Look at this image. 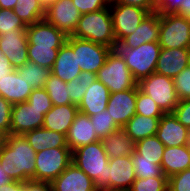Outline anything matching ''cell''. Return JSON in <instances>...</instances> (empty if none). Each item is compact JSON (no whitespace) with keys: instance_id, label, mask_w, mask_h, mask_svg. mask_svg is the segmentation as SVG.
<instances>
[{"instance_id":"ffe728a7","label":"cell","mask_w":190,"mask_h":191,"mask_svg":"<svg viewBox=\"0 0 190 191\" xmlns=\"http://www.w3.org/2000/svg\"><path fill=\"white\" fill-rule=\"evenodd\" d=\"M189 53L190 49L185 48H161L155 72L171 78L176 77L189 66Z\"/></svg>"},{"instance_id":"e0dca14e","label":"cell","mask_w":190,"mask_h":191,"mask_svg":"<svg viewBox=\"0 0 190 191\" xmlns=\"http://www.w3.org/2000/svg\"><path fill=\"white\" fill-rule=\"evenodd\" d=\"M156 136L165 147L183 146L190 142L189 129L173 113L162 115Z\"/></svg>"},{"instance_id":"d6a6232c","label":"cell","mask_w":190,"mask_h":191,"mask_svg":"<svg viewBox=\"0 0 190 191\" xmlns=\"http://www.w3.org/2000/svg\"><path fill=\"white\" fill-rule=\"evenodd\" d=\"M53 105L73 104L69 96V83L51 74L44 85Z\"/></svg>"},{"instance_id":"d4e9b609","label":"cell","mask_w":190,"mask_h":191,"mask_svg":"<svg viewBox=\"0 0 190 191\" xmlns=\"http://www.w3.org/2000/svg\"><path fill=\"white\" fill-rule=\"evenodd\" d=\"M33 88L14 69L8 76L0 80V96L12 105L26 102Z\"/></svg>"},{"instance_id":"3957f363","label":"cell","mask_w":190,"mask_h":191,"mask_svg":"<svg viewBox=\"0 0 190 191\" xmlns=\"http://www.w3.org/2000/svg\"><path fill=\"white\" fill-rule=\"evenodd\" d=\"M109 159L101 140L72 151V162L94 181L95 187L100 191H107Z\"/></svg>"},{"instance_id":"4316f807","label":"cell","mask_w":190,"mask_h":191,"mask_svg":"<svg viewBox=\"0 0 190 191\" xmlns=\"http://www.w3.org/2000/svg\"><path fill=\"white\" fill-rule=\"evenodd\" d=\"M23 136L35 152L50 148L68 147L66 135L50 131L44 127L25 132Z\"/></svg>"},{"instance_id":"9c48e42d","label":"cell","mask_w":190,"mask_h":191,"mask_svg":"<svg viewBox=\"0 0 190 191\" xmlns=\"http://www.w3.org/2000/svg\"><path fill=\"white\" fill-rule=\"evenodd\" d=\"M66 42L73 48L81 72L87 71L96 74L105 64V60L112 50L107 46L73 36H68Z\"/></svg>"},{"instance_id":"7bdbcfd3","label":"cell","mask_w":190,"mask_h":191,"mask_svg":"<svg viewBox=\"0 0 190 191\" xmlns=\"http://www.w3.org/2000/svg\"><path fill=\"white\" fill-rule=\"evenodd\" d=\"M168 191H190V168L168 178Z\"/></svg>"},{"instance_id":"5b68a950","label":"cell","mask_w":190,"mask_h":191,"mask_svg":"<svg viewBox=\"0 0 190 191\" xmlns=\"http://www.w3.org/2000/svg\"><path fill=\"white\" fill-rule=\"evenodd\" d=\"M110 93L121 92L138 87V82L128 69L124 59L113 49L108 54L105 64L96 73Z\"/></svg>"},{"instance_id":"816d5d0a","label":"cell","mask_w":190,"mask_h":191,"mask_svg":"<svg viewBox=\"0 0 190 191\" xmlns=\"http://www.w3.org/2000/svg\"><path fill=\"white\" fill-rule=\"evenodd\" d=\"M0 191H23V182L11 181L0 187Z\"/></svg>"},{"instance_id":"d590c367","label":"cell","mask_w":190,"mask_h":191,"mask_svg":"<svg viewBox=\"0 0 190 191\" xmlns=\"http://www.w3.org/2000/svg\"><path fill=\"white\" fill-rule=\"evenodd\" d=\"M90 119L100 140L120 128L111 118L107 109L90 116Z\"/></svg>"},{"instance_id":"ab89813d","label":"cell","mask_w":190,"mask_h":191,"mask_svg":"<svg viewBox=\"0 0 190 191\" xmlns=\"http://www.w3.org/2000/svg\"><path fill=\"white\" fill-rule=\"evenodd\" d=\"M18 28H27V26L14 13V10L0 8V36L15 32Z\"/></svg>"},{"instance_id":"f546056e","label":"cell","mask_w":190,"mask_h":191,"mask_svg":"<svg viewBox=\"0 0 190 191\" xmlns=\"http://www.w3.org/2000/svg\"><path fill=\"white\" fill-rule=\"evenodd\" d=\"M164 149V144L154 135L136 142L131 156L135 160H158L161 163Z\"/></svg>"},{"instance_id":"f35d334b","label":"cell","mask_w":190,"mask_h":191,"mask_svg":"<svg viewBox=\"0 0 190 191\" xmlns=\"http://www.w3.org/2000/svg\"><path fill=\"white\" fill-rule=\"evenodd\" d=\"M129 191H168V178H136Z\"/></svg>"},{"instance_id":"74e56055","label":"cell","mask_w":190,"mask_h":191,"mask_svg":"<svg viewBox=\"0 0 190 191\" xmlns=\"http://www.w3.org/2000/svg\"><path fill=\"white\" fill-rule=\"evenodd\" d=\"M136 114L146 117H162L164 112L150 96L136 87Z\"/></svg>"},{"instance_id":"6f0895ef","label":"cell","mask_w":190,"mask_h":191,"mask_svg":"<svg viewBox=\"0 0 190 191\" xmlns=\"http://www.w3.org/2000/svg\"><path fill=\"white\" fill-rule=\"evenodd\" d=\"M39 1L46 8L48 5L52 4L53 2H56L57 0H39Z\"/></svg>"},{"instance_id":"b9f144b4","label":"cell","mask_w":190,"mask_h":191,"mask_svg":"<svg viewBox=\"0 0 190 191\" xmlns=\"http://www.w3.org/2000/svg\"><path fill=\"white\" fill-rule=\"evenodd\" d=\"M184 0H157L155 11L159 15L178 14L183 16Z\"/></svg>"},{"instance_id":"cb8c5ba5","label":"cell","mask_w":190,"mask_h":191,"mask_svg":"<svg viewBox=\"0 0 190 191\" xmlns=\"http://www.w3.org/2000/svg\"><path fill=\"white\" fill-rule=\"evenodd\" d=\"M51 72L64 82L78 79V76L81 74L76 54H74L73 48L67 42L60 47Z\"/></svg>"},{"instance_id":"db71d44e","label":"cell","mask_w":190,"mask_h":191,"mask_svg":"<svg viewBox=\"0 0 190 191\" xmlns=\"http://www.w3.org/2000/svg\"><path fill=\"white\" fill-rule=\"evenodd\" d=\"M17 4V0H0L1 9H14Z\"/></svg>"},{"instance_id":"ac0fdd59","label":"cell","mask_w":190,"mask_h":191,"mask_svg":"<svg viewBox=\"0 0 190 191\" xmlns=\"http://www.w3.org/2000/svg\"><path fill=\"white\" fill-rule=\"evenodd\" d=\"M28 45L52 46V49H60L66 42L67 36L45 19L35 22L26 28Z\"/></svg>"},{"instance_id":"2e32d148","label":"cell","mask_w":190,"mask_h":191,"mask_svg":"<svg viewBox=\"0 0 190 191\" xmlns=\"http://www.w3.org/2000/svg\"><path fill=\"white\" fill-rule=\"evenodd\" d=\"M51 191H100L94 181L73 162L51 182Z\"/></svg>"},{"instance_id":"484cf974","label":"cell","mask_w":190,"mask_h":191,"mask_svg":"<svg viewBox=\"0 0 190 191\" xmlns=\"http://www.w3.org/2000/svg\"><path fill=\"white\" fill-rule=\"evenodd\" d=\"M161 168L167 178L190 168L189 146L165 147L162 155Z\"/></svg>"},{"instance_id":"ee69618b","label":"cell","mask_w":190,"mask_h":191,"mask_svg":"<svg viewBox=\"0 0 190 191\" xmlns=\"http://www.w3.org/2000/svg\"><path fill=\"white\" fill-rule=\"evenodd\" d=\"M27 102L37 109H51L53 107L52 101L44 88L33 89Z\"/></svg>"},{"instance_id":"83f0119b","label":"cell","mask_w":190,"mask_h":191,"mask_svg":"<svg viewBox=\"0 0 190 191\" xmlns=\"http://www.w3.org/2000/svg\"><path fill=\"white\" fill-rule=\"evenodd\" d=\"M101 141L109 158L132 155L135 151L136 142L123 127L102 138Z\"/></svg>"},{"instance_id":"52a82bcc","label":"cell","mask_w":190,"mask_h":191,"mask_svg":"<svg viewBox=\"0 0 190 191\" xmlns=\"http://www.w3.org/2000/svg\"><path fill=\"white\" fill-rule=\"evenodd\" d=\"M138 87L150 96L164 113H173L179 102L171 77L154 72L138 82Z\"/></svg>"},{"instance_id":"bcb514c9","label":"cell","mask_w":190,"mask_h":191,"mask_svg":"<svg viewBox=\"0 0 190 191\" xmlns=\"http://www.w3.org/2000/svg\"><path fill=\"white\" fill-rule=\"evenodd\" d=\"M12 104L0 96V130L10 135Z\"/></svg>"},{"instance_id":"d6986e66","label":"cell","mask_w":190,"mask_h":191,"mask_svg":"<svg viewBox=\"0 0 190 191\" xmlns=\"http://www.w3.org/2000/svg\"><path fill=\"white\" fill-rule=\"evenodd\" d=\"M93 123L89 116L78 112L66 135L67 146L71 151L99 141Z\"/></svg>"},{"instance_id":"4dcf8cb0","label":"cell","mask_w":190,"mask_h":191,"mask_svg":"<svg viewBox=\"0 0 190 191\" xmlns=\"http://www.w3.org/2000/svg\"><path fill=\"white\" fill-rule=\"evenodd\" d=\"M13 10L26 26L43 20L45 17V7L39 0H17Z\"/></svg>"},{"instance_id":"8992f818","label":"cell","mask_w":190,"mask_h":191,"mask_svg":"<svg viewBox=\"0 0 190 191\" xmlns=\"http://www.w3.org/2000/svg\"><path fill=\"white\" fill-rule=\"evenodd\" d=\"M72 163L68 147L45 149L36 152L34 181L52 182Z\"/></svg>"},{"instance_id":"8d00e7d4","label":"cell","mask_w":190,"mask_h":191,"mask_svg":"<svg viewBox=\"0 0 190 191\" xmlns=\"http://www.w3.org/2000/svg\"><path fill=\"white\" fill-rule=\"evenodd\" d=\"M132 163L136 178L149 179L154 177H166L163 174L161 163L158 160H135Z\"/></svg>"},{"instance_id":"1f68e13d","label":"cell","mask_w":190,"mask_h":191,"mask_svg":"<svg viewBox=\"0 0 190 191\" xmlns=\"http://www.w3.org/2000/svg\"><path fill=\"white\" fill-rule=\"evenodd\" d=\"M15 70L33 89L44 88L45 82L52 74L51 69L37 65L29 60L24 66Z\"/></svg>"},{"instance_id":"ba28073f","label":"cell","mask_w":190,"mask_h":191,"mask_svg":"<svg viewBox=\"0 0 190 191\" xmlns=\"http://www.w3.org/2000/svg\"><path fill=\"white\" fill-rule=\"evenodd\" d=\"M160 35L158 43L161 48L190 49V20L178 14L160 15Z\"/></svg>"},{"instance_id":"6da1fadb","label":"cell","mask_w":190,"mask_h":191,"mask_svg":"<svg viewBox=\"0 0 190 191\" xmlns=\"http://www.w3.org/2000/svg\"><path fill=\"white\" fill-rule=\"evenodd\" d=\"M35 157L23 135H8L0 149V165L13 181H34Z\"/></svg>"},{"instance_id":"7dc6e473","label":"cell","mask_w":190,"mask_h":191,"mask_svg":"<svg viewBox=\"0 0 190 191\" xmlns=\"http://www.w3.org/2000/svg\"><path fill=\"white\" fill-rule=\"evenodd\" d=\"M173 114L187 129L190 128V99L179 100Z\"/></svg>"},{"instance_id":"277c9868","label":"cell","mask_w":190,"mask_h":191,"mask_svg":"<svg viewBox=\"0 0 190 191\" xmlns=\"http://www.w3.org/2000/svg\"><path fill=\"white\" fill-rule=\"evenodd\" d=\"M114 50L124 59L135 80L140 82L155 72L161 46L158 42H149L137 48H127L117 43Z\"/></svg>"},{"instance_id":"60d3db41","label":"cell","mask_w":190,"mask_h":191,"mask_svg":"<svg viewBox=\"0 0 190 191\" xmlns=\"http://www.w3.org/2000/svg\"><path fill=\"white\" fill-rule=\"evenodd\" d=\"M175 92L179 100L190 99V66L173 78Z\"/></svg>"},{"instance_id":"f6af8a7d","label":"cell","mask_w":190,"mask_h":191,"mask_svg":"<svg viewBox=\"0 0 190 191\" xmlns=\"http://www.w3.org/2000/svg\"><path fill=\"white\" fill-rule=\"evenodd\" d=\"M72 2L81 15L98 11L109 6L107 0H72Z\"/></svg>"},{"instance_id":"f1b7e54d","label":"cell","mask_w":190,"mask_h":191,"mask_svg":"<svg viewBox=\"0 0 190 191\" xmlns=\"http://www.w3.org/2000/svg\"><path fill=\"white\" fill-rule=\"evenodd\" d=\"M161 117H146L135 114L124 126L123 129L128 135L138 142L146 137L156 135Z\"/></svg>"},{"instance_id":"7a4b0ae2","label":"cell","mask_w":190,"mask_h":191,"mask_svg":"<svg viewBox=\"0 0 190 191\" xmlns=\"http://www.w3.org/2000/svg\"><path fill=\"white\" fill-rule=\"evenodd\" d=\"M72 36L107 46L113 50L117 43L109 6L82 14Z\"/></svg>"},{"instance_id":"4fadbf2b","label":"cell","mask_w":190,"mask_h":191,"mask_svg":"<svg viewBox=\"0 0 190 191\" xmlns=\"http://www.w3.org/2000/svg\"><path fill=\"white\" fill-rule=\"evenodd\" d=\"M136 179L132 156L110 158L107 164V191H129Z\"/></svg>"},{"instance_id":"603a6c76","label":"cell","mask_w":190,"mask_h":191,"mask_svg":"<svg viewBox=\"0 0 190 191\" xmlns=\"http://www.w3.org/2000/svg\"><path fill=\"white\" fill-rule=\"evenodd\" d=\"M78 112L75 104L53 105L45 114L43 127L67 135Z\"/></svg>"},{"instance_id":"5bb4252c","label":"cell","mask_w":190,"mask_h":191,"mask_svg":"<svg viewBox=\"0 0 190 191\" xmlns=\"http://www.w3.org/2000/svg\"><path fill=\"white\" fill-rule=\"evenodd\" d=\"M0 50L11 62L14 69L24 66L28 61V38L26 28H18L0 36Z\"/></svg>"},{"instance_id":"e575fe53","label":"cell","mask_w":190,"mask_h":191,"mask_svg":"<svg viewBox=\"0 0 190 191\" xmlns=\"http://www.w3.org/2000/svg\"><path fill=\"white\" fill-rule=\"evenodd\" d=\"M97 80L95 73L83 71L78 79L69 81V96L73 104L79 105L88 87Z\"/></svg>"},{"instance_id":"7c38bea8","label":"cell","mask_w":190,"mask_h":191,"mask_svg":"<svg viewBox=\"0 0 190 191\" xmlns=\"http://www.w3.org/2000/svg\"><path fill=\"white\" fill-rule=\"evenodd\" d=\"M50 109H37L27 101L14 104L11 111V135H23L25 132L42 128L45 114Z\"/></svg>"},{"instance_id":"8fae6325","label":"cell","mask_w":190,"mask_h":191,"mask_svg":"<svg viewBox=\"0 0 190 191\" xmlns=\"http://www.w3.org/2000/svg\"><path fill=\"white\" fill-rule=\"evenodd\" d=\"M80 17L81 13L72 0H57L45 8L44 19L67 37L74 34Z\"/></svg>"},{"instance_id":"11a10c76","label":"cell","mask_w":190,"mask_h":191,"mask_svg":"<svg viewBox=\"0 0 190 191\" xmlns=\"http://www.w3.org/2000/svg\"><path fill=\"white\" fill-rule=\"evenodd\" d=\"M183 16L190 18V0L183 1Z\"/></svg>"},{"instance_id":"680465c9","label":"cell","mask_w":190,"mask_h":191,"mask_svg":"<svg viewBox=\"0 0 190 191\" xmlns=\"http://www.w3.org/2000/svg\"><path fill=\"white\" fill-rule=\"evenodd\" d=\"M109 3H113L115 0H107Z\"/></svg>"},{"instance_id":"681fc988","label":"cell","mask_w":190,"mask_h":191,"mask_svg":"<svg viewBox=\"0 0 190 191\" xmlns=\"http://www.w3.org/2000/svg\"><path fill=\"white\" fill-rule=\"evenodd\" d=\"M23 191H51V183L33 180L25 181L23 182Z\"/></svg>"},{"instance_id":"44dd1931","label":"cell","mask_w":190,"mask_h":191,"mask_svg":"<svg viewBox=\"0 0 190 191\" xmlns=\"http://www.w3.org/2000/svg\"><path fill=\"white\" fill-rule=\"evenodd\" d=\"M160 15L149 13L133 34L126 36L120 44L127 48H137L141 44L158 42L160 35Z\"/></svg>"},{"instance_id":"c3c4849f","label":"cell","mask_w":190,"mask_h":191,"mask_svg":"<svg viewBox=\"0 0 190 191\" xmlns=\"http://www.w3.org/2000/svg\"><path fill=\"white\" fill-rule=\"evenodd\" d=\"M157 0H115L113 4H124L130 6H137L146 9L149 13L155 11Z\"/></svg>"},{"instance_id":"9a60e30c","label":"cell","mask_w":190,"mask_h":191,"mask_svg":"<svg viewBox=\"0 0 190 191\" xmlns=\"http://www.w3.org/2000/svg\"><path fill=\"white\" fill-rule=\"evenodd\" d=\"M106 109L115 123L123 127L136 114V87L110 93Z\"/></svg>"},{"instance_id":"9f6ffc18","label":"cell","mask_w":190,"mask_h":191,"mask_svg":"<svg viewBox=\"0 0 190 191\" xmlns=\"http://www.w3.org/2000/svg\"><path fill=\"white\" fill-rule=\"evenodd\" d=\"M6 137H7V135L3 131L0 130V149L5 144Z\"/></svg>"},{"instance_id":"836d02e7","label":"cell","mask_w":190,"mask_h":191,"mask_svg":"<svg viewBox=\"0 0 190 191\" xmlns=\"http://www.w3.org/2000/svg\"><path fill=\"white\" fill-rule=\"evenodd\" d=\"M59 49H52V46L28 45V60L51 69L57 58Z\"/></svg>"},{"instance_id":"f5cc1de1","label":"cell","mask_w":190,"mask_h":191,"mask_svg":"<svg viewBox=\"0 0 190 191\" xmlns=\"http://www.w3.org/2000/svg\"><path fill=\"white\" fill-rule=\"evenodd\" d=\"M13 181L0 165V187Z\"/></svg>"},{"instance_id":"f907efd6","label":"cell","mask_w":190,"mask_h":191,"mask_svg":"<svg viewBox=\"0 0 190 191\" xmlns=\"http://www.w3.org/2000/svg\"><path fill=\"white\" fill-rule=\"evenodd\" d=\"M14 70L11 62L5 57L0 50V80L8 76Z\"/></svg>"},{"instance_id":"7402d4cb","label":"cell","mask_w":190,"mask_h":191,"mask_svg":"<svg viewBox=\"0 0 190 191\" xmlns=\"http://www.w3.org/2000/svg\"><path fill=\"white\" fill-rule=\"evenodd\" d=\"M109 98L110 91L97 79L88 87L83 95L82 101L77 107L79 112L90 117L106 110Z\"/></svg>"},{"instance_id":"30bf717a","label":"cell","mask_w":190,"mask_h":191,"mask_svg":"<svg viewBox=\"0 0 190 191\" xmlns=\"http://www.w3.org/2000/svg\"><path fill=\"white\" fill-rule=\"evenodd\" d=\"M116 43L133 34L149 12L137 6L109 3Z\"/></svg>"}]
</instances>
